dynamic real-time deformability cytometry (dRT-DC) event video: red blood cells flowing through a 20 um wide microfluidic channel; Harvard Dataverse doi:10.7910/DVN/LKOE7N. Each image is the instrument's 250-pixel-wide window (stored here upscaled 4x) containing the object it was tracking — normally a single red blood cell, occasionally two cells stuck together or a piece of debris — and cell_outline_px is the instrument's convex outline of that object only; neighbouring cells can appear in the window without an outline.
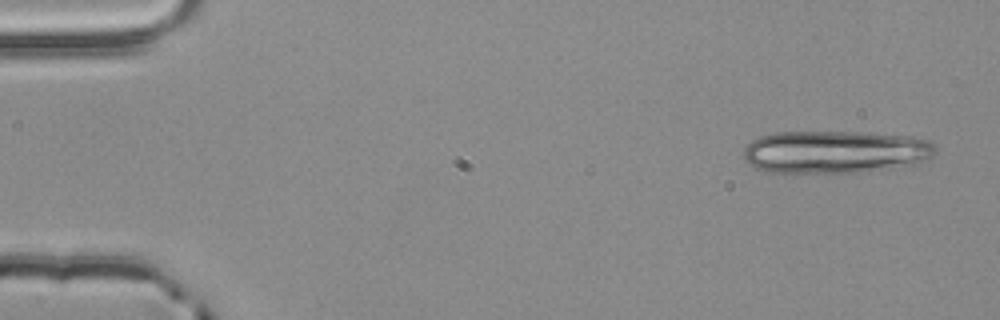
{"species": "common noctule bat (a hibernating species)", "species_latin": "Nyctalus noctula", "temperature_condition": "room temperature", "stored_images_in_passage": 5, "camera_frame_rate_fps": 3000, "um_per_image_px": 0.085, "animal": {"sex": "male", "body_mass_g": 20.4}, "frame": {"image": 1, "passage_image": 1, "time_ms": 0.0, "image_size_px": [1000, 320], "cell_outline_px": [[936, 152], [932, 156], [916, 164], [856, 172], [764, 172], [748, 164], [744, 160], [744, 148], [752, 140], [760, 136], [776, 132], [856, 132], [908, 136], [928, 140], [936, 148]], "centroid_in_image_um": [70.94, 12.9], "position_along_channel_um": 14.1, "area_um2": 47.51}}